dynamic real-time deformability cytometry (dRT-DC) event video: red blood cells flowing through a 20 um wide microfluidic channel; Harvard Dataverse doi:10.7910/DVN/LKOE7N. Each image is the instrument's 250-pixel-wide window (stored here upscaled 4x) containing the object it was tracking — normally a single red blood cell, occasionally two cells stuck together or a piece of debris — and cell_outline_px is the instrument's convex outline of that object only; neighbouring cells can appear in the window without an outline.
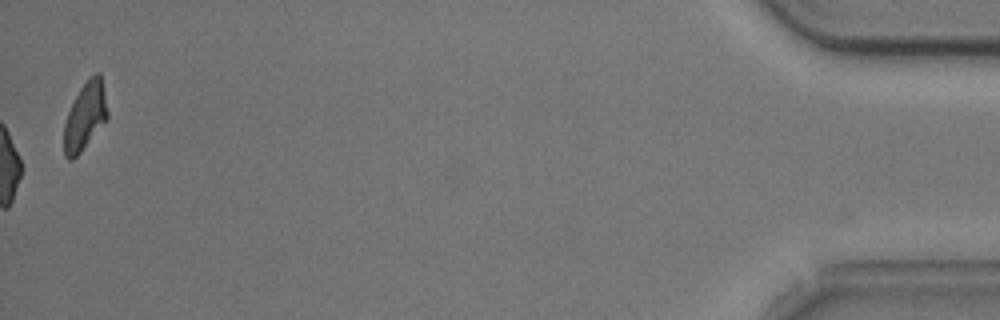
{"species": "common noctule bat (a hibernating species)", "species_latin": "Nyctalus noctula", "temperature_condition": "cold", "stored_images_in_passage": 51, "camera_frame_rate_fps": 3000, "um_per_image_px": 0.085, "animal": {"sex": "male", "body_mass_g": 20.5, "forearm_length_mm": 52.5}, "frame": {"image": 1, "passage_image": 51, "time_ms": 16.667, "image_size_px": [1000, 320], "cell_outline_px": [[108, 120], [80, 152], [72, 160], [68, 160], [64, 156], [64, 124], [68, 112], [80, 88], [88, 76], [96, 72], [100, 72], [108, 112]], "centroid_in_image_um": [7.24, 9.87], "position_along_channel_um": 428.0, "area_um2": 17.22}, "authors_computed_cell_mechanics": {"area_um2": 18.3804, "velocity_mm_per_s": 3.7247, "shape_relaxation_time_tau1_ms": 2.4261, "shape_relaxation_time_tau2_ms": 5.5486, "deformation_change_tau1": 0.0614, "deformation_change_tau2": 0.0906}}